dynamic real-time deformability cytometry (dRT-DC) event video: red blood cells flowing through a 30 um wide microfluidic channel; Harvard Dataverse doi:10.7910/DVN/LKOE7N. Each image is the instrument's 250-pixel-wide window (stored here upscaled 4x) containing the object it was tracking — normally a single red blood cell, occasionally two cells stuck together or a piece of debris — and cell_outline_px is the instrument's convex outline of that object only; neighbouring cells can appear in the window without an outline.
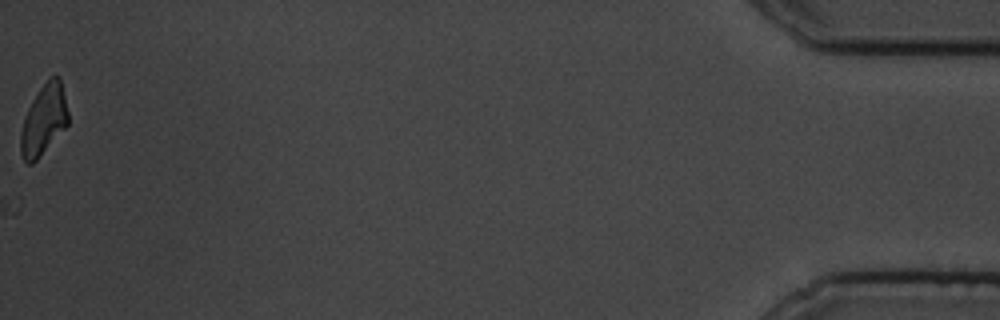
{"species": "common noctule bat (a hibernating species)", "species_latin": "Nyctalus noctula", "temperature_condition": "cold", "stored_images_in_passage": 58, "camera_frame_rate_fps": 3000, "um_per_image_px": 0.085, "animal": {"sex": "male", "body_mass_g": 19.5, "forearm_length_mm": 54.6}, "frame": {"image": 1, "passage_image": 58, "time_ms": 19.0, "image_size_px": [1000, 320], "cell_outline_px": [[68, 124], [36, 160], [32, 164], [28, 164], [24, 160], [20, 152], [20, 132], [24, 116], [32, 100], [40, 88], [52, 76], [60, 76], [68, 112]], "centroid_in_image_um": [3.7, 10.2], "position_along_channel_um": 431.5, "area_um2": 19.25}}